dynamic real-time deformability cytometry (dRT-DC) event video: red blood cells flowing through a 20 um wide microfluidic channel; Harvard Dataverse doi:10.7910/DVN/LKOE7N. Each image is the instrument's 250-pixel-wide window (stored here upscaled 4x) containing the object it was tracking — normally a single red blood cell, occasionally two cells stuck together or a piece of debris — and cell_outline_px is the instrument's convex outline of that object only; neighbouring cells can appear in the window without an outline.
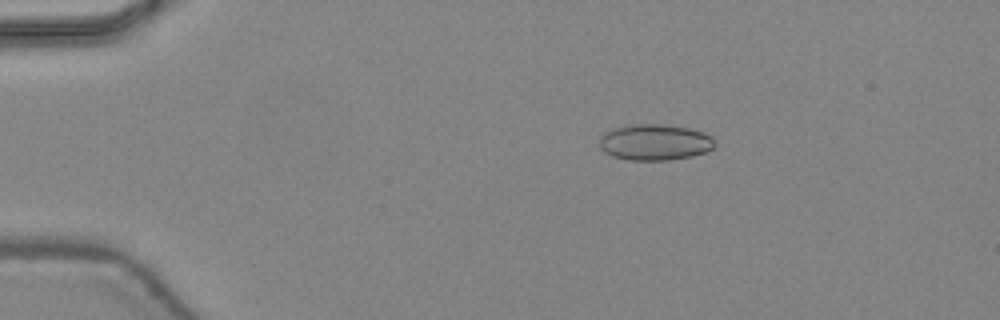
{"species": "common noctule bat (a hibernating species)", "species_latin": "Nyctalus noctula", "temperature_condition": "warm", "stored_images_in_passage": 47, "camera_frame_rate_fps": 3000, "um_per_image_px": 0.085, "animal": {"sex": "female", "body_mass_g": 24.6, "forearm_length_mm": 56.2}, "frame": {"image": 1, "passage_image": 9, "time_ms": 2.667, "image_size_px": [1000, 320], "cell_outline_px": [[716, 144], [712, 148], [704, 152], [692, 156], [668, 160], [632, 160], [612, 156], [604, 152], [600, 148], [600, 136], [604, 132], [612, 128], [632, 124], [664, 124], [688, 128], [704, 132], [712, 136]], "centroid_in_image_um": [55.65, 12.08], "position_along_channel_um": 29.4, "area_um2": 24.39}}
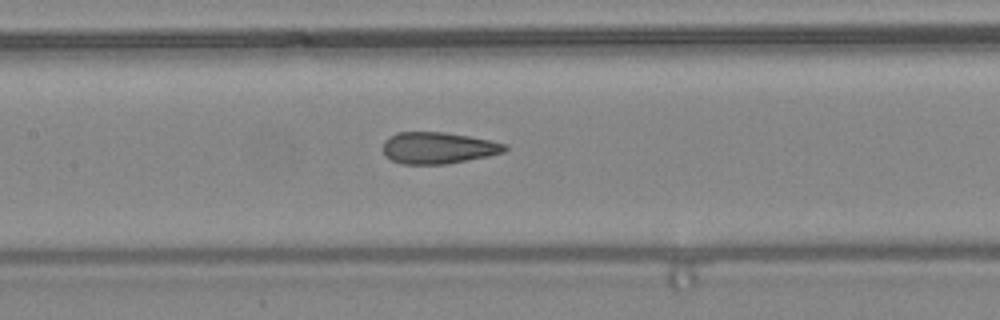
{"frame": {"image": 2, "passage_image": 23, "time_ms": 7.333, "image_size_px": [1000, 320], "cell_outline_px": [[508, 148], [504, 152], [488, 156], [448, 164], [400, 164], [384, 156], [384, 140], [396, 132], [444, 132], [468, 136], [508, 144]], "centroid_in_image_um": [37.23, 12.58], "position_along_channel_um": 170.2, "area_um2": 22.48}}
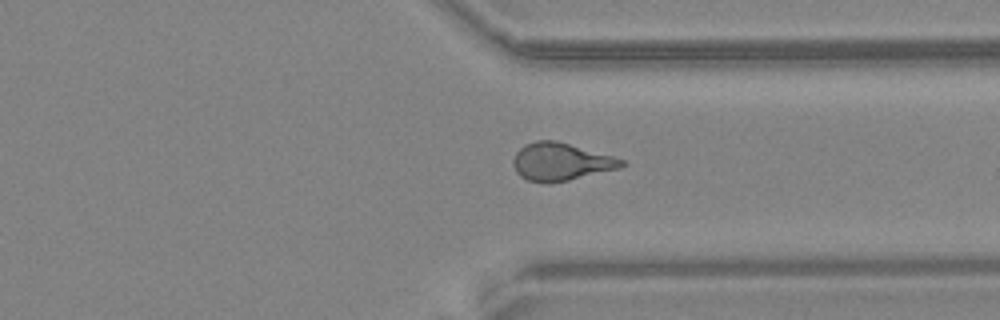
{"frame": {"image": 3, "passage_image": 36, "time_ms": 11.667, "image_size_px": [1000, 320], "cell_outline_px": [[628, 164], [620, 168], [568, 180], [548, 184], [544, 184], [528, 180], [520, 176], [516, 172], [512, 164], [512, 160], [516, 152], [524, 144], [536, 140], [556, 140], [612, 156], [624, 160]], "centroid_in_image_um": [47.64, 13.75], "position_along_channel_um": 363.8, "area_um2": 23.93}, "authors_computed_cell_mechanics": {"area_um2": 23.409, "velocity_mm_per_s": 4.4813, "shape_relaxation_time_tau1_ms": null, "shape_relaxation_time_tau2_ms": 0.7065, "deformation_change_tau1": null, "deformation_change_tau2": 0.0779}}